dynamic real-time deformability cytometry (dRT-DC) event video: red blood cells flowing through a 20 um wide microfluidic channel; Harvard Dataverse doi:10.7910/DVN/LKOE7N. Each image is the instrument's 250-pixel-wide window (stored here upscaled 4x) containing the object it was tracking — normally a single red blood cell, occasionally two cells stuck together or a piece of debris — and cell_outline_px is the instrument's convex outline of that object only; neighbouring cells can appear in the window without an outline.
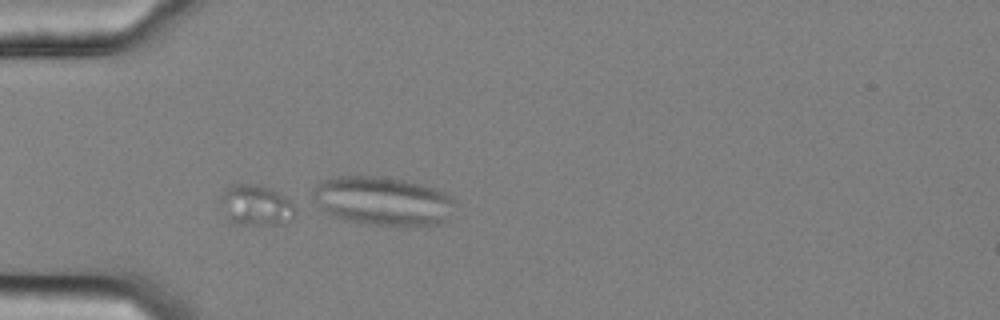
{"species": "common noctule bat (a hibernating species)", "species_latin": "Nyctalus noctula", "temperature_condition": "cold", "stored_images_in_passage": 6, "camera_frame_rate_fps": 3000, "um_per_image_px": 0.085, "animal": {"sex": "female", "body_mass_g": 25.1}, "frame": {"image": 1, "passage_image": 5, "time_ms": 1.333, "image_size_px": [1000, 320], "cell_outline_px": [[296, 212], [292, 220], [280, 224], [232, 224], [224, 220], [220, 200], [220, 196], [224, 188], [232, 184], [260, 184], [284, 196], [296, 204]], "centroid_in_image_um": [21.71, 17.46], "position_along_channel_um": 63.3, "area_um2": 18.26}}